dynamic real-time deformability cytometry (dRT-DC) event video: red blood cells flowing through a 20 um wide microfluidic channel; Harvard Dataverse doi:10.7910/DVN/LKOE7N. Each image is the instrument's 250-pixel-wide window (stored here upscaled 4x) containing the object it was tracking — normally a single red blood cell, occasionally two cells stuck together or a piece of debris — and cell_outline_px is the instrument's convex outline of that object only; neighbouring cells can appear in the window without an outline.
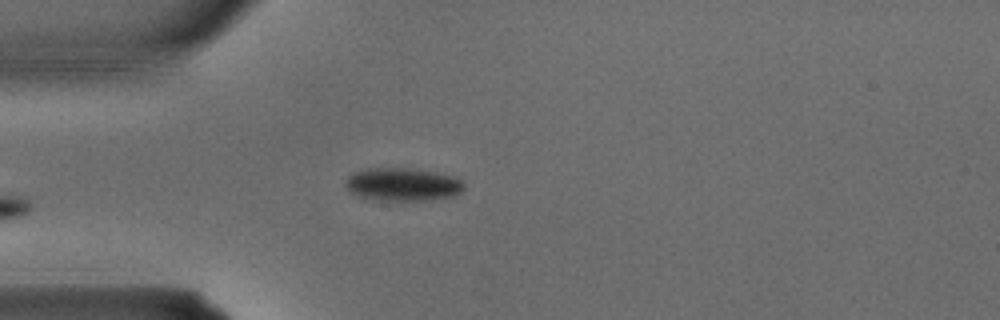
{"species": "common noctule bat (a hibernating species)", "species_latin": "Nyctalus noctula", "temperature_condition": "warm", "stored_images_in_passage": 3, "camera_frame_rate_fps": 3000, "um_per_image_px": 0.085, "animal": {"sex": "male", "body_mass_g": 15.6}, "frame": {"image": 1, "passage_image": 3, "time_ms": 0.667, "image_size_px": [1000, 320], "cell_outline_px": [[464, 188], [460, 192], [452, 196], [428, 200], [368, 200], [348, 192], [344, 184], [348, 176], [352, 172], [364, 168], [408, 168], [456, 176], [464, 184]], "centroid_in_image_um": [34.15, 15.68], "position_along_channel_um": 50.8, "area_um2": 23.06}}